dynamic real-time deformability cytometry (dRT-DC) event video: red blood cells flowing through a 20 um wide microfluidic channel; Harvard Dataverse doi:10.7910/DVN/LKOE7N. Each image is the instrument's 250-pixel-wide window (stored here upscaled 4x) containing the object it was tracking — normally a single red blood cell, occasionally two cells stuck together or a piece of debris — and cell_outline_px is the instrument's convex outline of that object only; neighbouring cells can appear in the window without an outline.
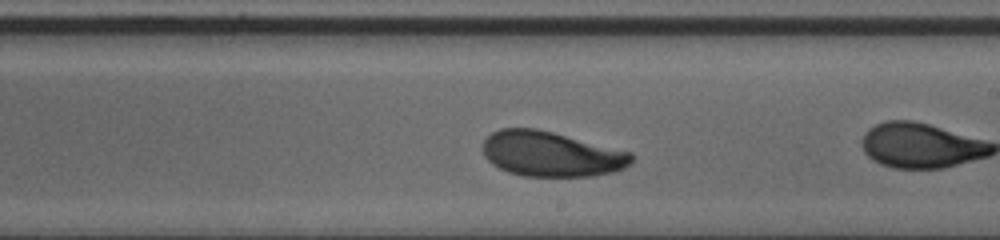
{"species": "human", "species_latin": "Homo sapiens", "temperature_condition": "cold", "stored_images_in_passage": 41, "camera_frame_rate_fps": 3000, "um_per_image_px": 0.085, "donor": {"sex": "male"}, "frame": {"image": 1, "passage_image": 30, "time_ms": 9.667, "image_size_px": [1000, 240], "cell_outline_px": [[632, 164], [616, 172], [592, 176], [524, 176], [508, 172], [492, 164], [484, 156], [484, 140], [492, 132], [500, 128], [536, 128], [632, 152]], "centroid_in_image_um": [46.87, 13.1], "position_along_channel_um": 242.1, "area_um2": 39.07}}